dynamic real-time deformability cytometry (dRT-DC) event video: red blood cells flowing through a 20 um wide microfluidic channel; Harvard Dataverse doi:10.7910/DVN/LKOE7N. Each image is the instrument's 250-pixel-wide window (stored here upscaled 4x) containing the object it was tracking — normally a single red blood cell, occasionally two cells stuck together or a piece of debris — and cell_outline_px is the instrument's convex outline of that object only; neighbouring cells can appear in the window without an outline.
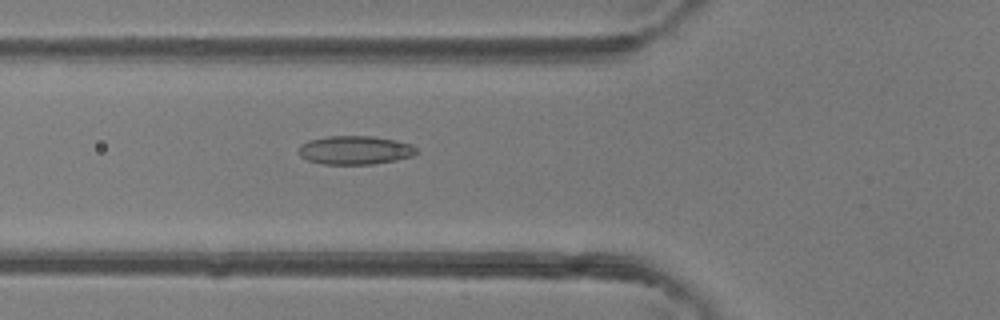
{"species": "common noctule bat (a hibernating species)", "species_latin": "Nyctalus noctula", "temperature_condition": "room temperature", "stored_images_in_passage": 47, "camera_frame_rate_fps": 3000, "um_per_image_px": 0.085, "animal": {"sex": "female"}, "frame": {"image": 1, "passage_image": 17, "time_ms": 5.333, "image_size_px": [1000, 320], "cell_outline_px": [[416, 152], [412, 156], [396, 160], [372, 164], [324, 164], [308, 160], [300, 156], [296, 152], [300, 144], [308, 140], [328, 136], [372, 136], [396, 140], [412, 144], [416, 148]], "centroid_in_image_um": [30.14, 12.75], "position_along_channel_um": 95.7, "area_um2": 19.77}}
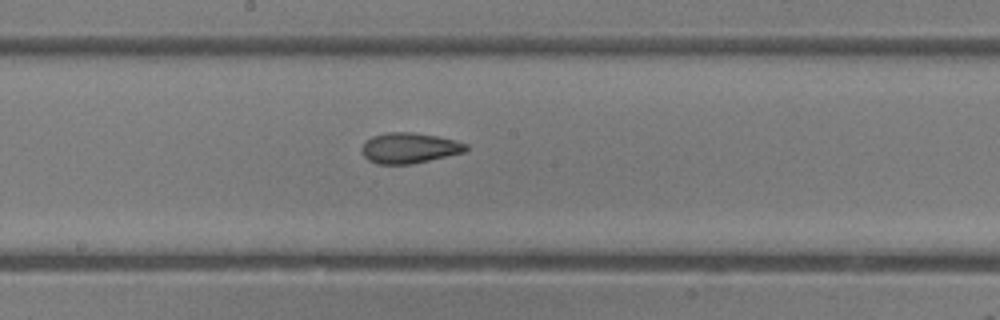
{"frame": {"image": 2, "passage_image": 25, "time_ms": 8.0, "image_size_px": [1000, 320], "cell_outline_px": [[468, 148], [464, 152], [412, 164], [376, 164], [368, 160], [360, 152], [360, 148], [364, 140], [372, 136], [388, 132], [412, 132], [436, 136], [456, 140], [468, 144]], "centroid_in_image_um": [34.74, 12.58], "position_along_channel_um": 213.5, "area_um2": 18.73}}
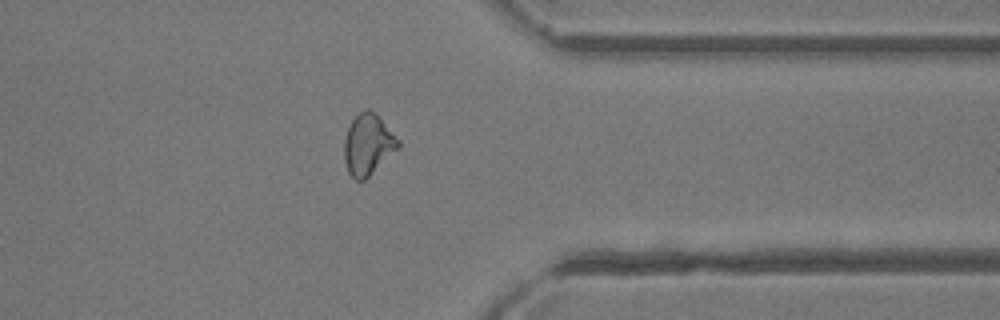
{"frame": {"image": 3, "passage_image": 37, "time_ms": 12.0, "image_size_px": [1000, 320], "cell_outline_px": [[400, 148], [364, 180], [356, 180], [348, 172], [344, 160], [344, 140], [348, 128], [352, 120], [364, 108], [368, 108], [400, 140]], "centroid_in_image_um": [31.27, 12.31], "position_along_channel_um": 380.1, "area_um2": 18.9}, "authors_computed_cell_mechanics": {"area_um2": 19.1896, "velocity_mm_per_s": 4.3864, "shape_relaxation_time_tau1_ms": 9.3835, "shape_relaxation_time_tau2_ms": 2.1976, "deformation_change_tau1": 0.1963, "deformation_change_tau2": 0.088}}